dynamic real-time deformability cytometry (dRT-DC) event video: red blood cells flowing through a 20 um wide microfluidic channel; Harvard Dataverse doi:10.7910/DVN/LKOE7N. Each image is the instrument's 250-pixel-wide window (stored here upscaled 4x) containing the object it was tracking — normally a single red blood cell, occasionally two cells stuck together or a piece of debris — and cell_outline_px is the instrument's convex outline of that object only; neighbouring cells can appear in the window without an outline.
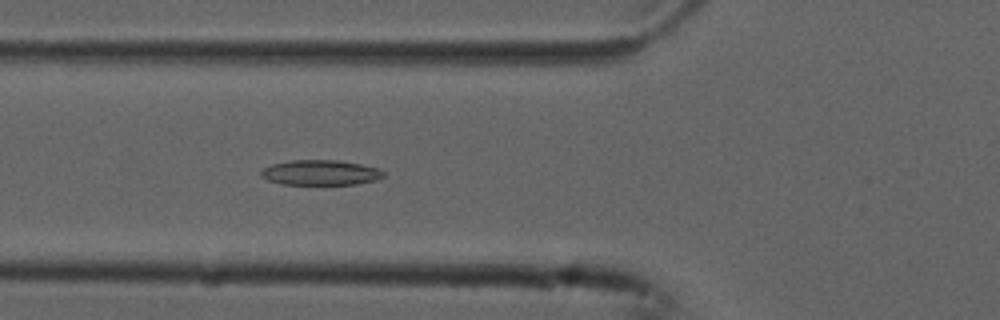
{"species": "common noctule bat (a hibernating species)", "species_latin": "Nyctalus noctula", "temperature_condition": "cold", "stored_images_in_passage": 54, "camera_frame_rate_fps": 3000, "um_per_image_px": 0.085, "animal": {"sex": "male", "forearm_length_mm": 52.5}, "frame": {"image": 1, "passage_image": 20, "time_ms": 6.333, "image_size_px": [1000, 320], "cell_outline_px": [[384, 176], [376, 180], [356, 184], [280, 184], [268, 180], [260, 176], [260, 172], [264, 168], [272, 164], [292, 160], [336, 160], [360, 164], [380, 168], [384, 172]], "centroid_in_image_um": [27.24, 14.67], "position_along_channel_um": 98.6, "area_um2": 17.92}}
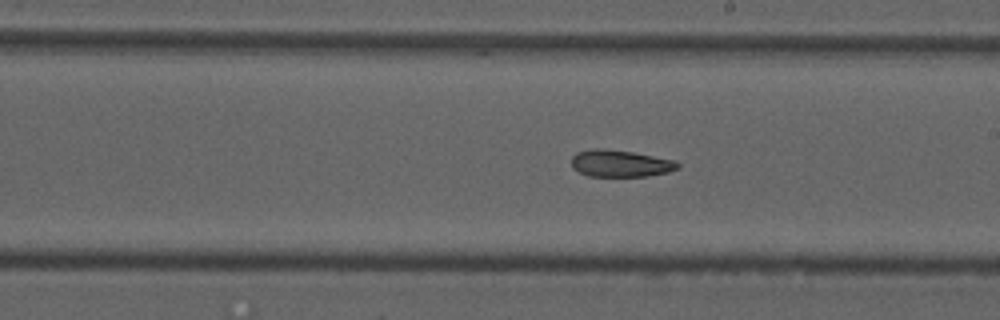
{"frame": {"image": 2, "passage_image": 31, "time_ms": 10.0, "image_size_px": [1000, 320], "cell_outline_px": [[680, 168], [668, 172], [648, 176], [588, 176], [572, 168], [572, 156], [576, 152], [596, 148], [600, 148], [632, 152], [676, 160], [680, 164]], "centroid_in_image_um": [52.75, 13.89], "position_along_channel_um": 236.3, "area_um2": 16.7}}
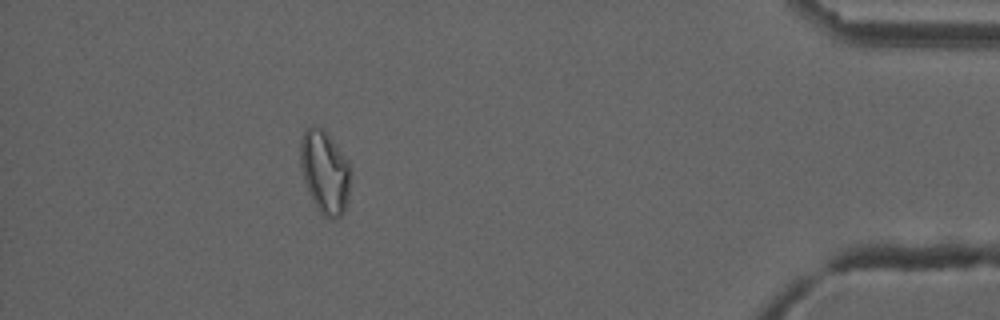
{"frame": {"image": 3, "passage_image": 49, "time_ms": 16.0, "image_size_px": [1000, 320], "cell_outline_px": [[348, 200], [344, 212], [336, 220], [332, 220], [324, 216], [320, 212], [312, 200], [308, 192], [304, 180], [300, 164], [300, 140], [304, 132], [312, 124], [328, 132], [348, 160]], "centroid_in_image_um": [27.59, 14.61], "position_along_channel_um": 407.6, "area_um2": 24.28}}